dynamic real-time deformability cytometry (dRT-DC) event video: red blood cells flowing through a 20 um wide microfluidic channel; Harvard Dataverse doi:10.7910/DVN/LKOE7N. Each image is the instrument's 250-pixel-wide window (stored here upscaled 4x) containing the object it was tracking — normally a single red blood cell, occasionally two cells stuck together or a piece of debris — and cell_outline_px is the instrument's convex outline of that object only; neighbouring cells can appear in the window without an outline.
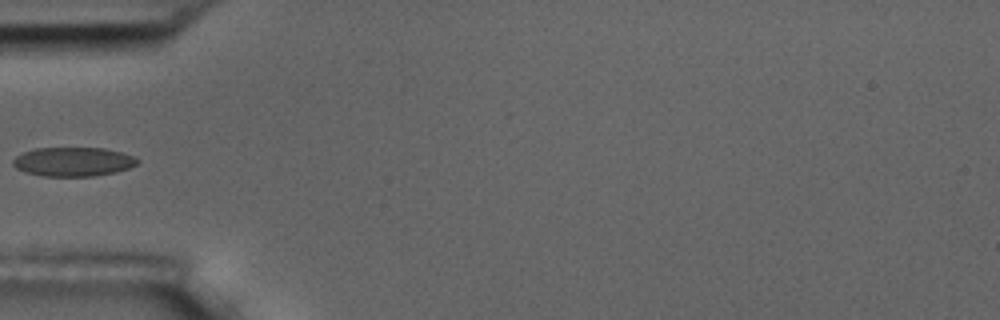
{"species": "common noctule bat (a hibernating species)", "species_latin": "Nyctalus noctula", "temperature_condition": "room temperature", "stored_images_in_passage": 2, "camera_frame_rate_fps": 3000, "um_per_image_px": 0.085, "animal": {"sex": "male", "body_mass_g": 17.5, "forearm_length_mm": 52.3}, "frame": {"image": 1, "passage_image": 1, "time_ms": 0.0, "image_size_px": [1000, 320], "cell_outline_px": [[140, 160], [136, 164], [128, 168], [116, 172], [92, 176], [44, 176], [24, 172], [16, 168], [12, 164], [12, 160], [16, 156], [24, 152], [36, 148], [104, 148], [136, 156]], "centroid_in_image_um": [6.22, 13.74], "position_along_channel_um": 78.8, "area_um2": 21.1}}